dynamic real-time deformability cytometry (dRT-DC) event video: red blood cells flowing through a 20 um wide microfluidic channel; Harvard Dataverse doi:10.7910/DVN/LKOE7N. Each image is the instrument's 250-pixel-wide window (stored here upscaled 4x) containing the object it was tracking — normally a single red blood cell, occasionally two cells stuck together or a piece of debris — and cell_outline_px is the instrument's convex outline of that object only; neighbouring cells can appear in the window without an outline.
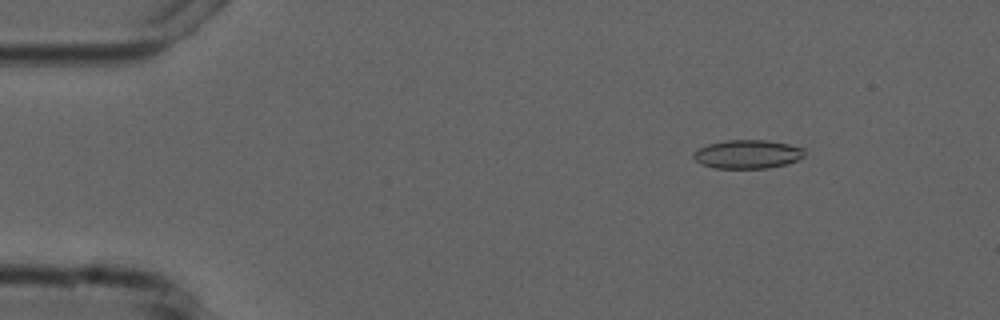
{"species": "common noctule bat (a hibernating species)", "species_latin": "Nyctalus noctula", "temperature_condition": "cold", "stored_images_in_passage": 9, "camera_frame_rate_fps": 3000, "um_per_image_px": 0.085, "animal": {"sex": "male", "forearm_length_mm": 52.5}, "frame": {"image": 1, "passage_image": 2, "time_ms": 2.0, "image_size_px": [1000, 320], "cell_outline_px": [[804, 156], [796, 160], [784, 164], [768, 168], [716, 168], [700, 164], [692, 156], [700, 148], [708, 144], [724, 140], [768, 140], [788, 144], [804, 148]], "centroid_in_image_um": [63.54, 13.1], "position_along_channel_um": 21.5, "area_um2": 18.38}}
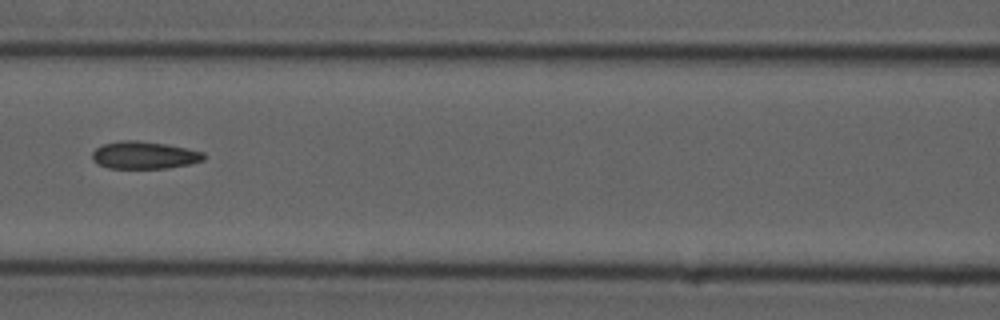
{"frame": {"image": 2, "passage_image": 7, "time_ms": 7.667, "image_size_px": [1000, 320], "cell_outline_px": [[204, 160], [188, 164], [168, 168], [108, 168], [96, 164], [92, 160], [92, 152], [96, 148], [104, 144], [120, 140], [136, 140], [164, 144], [204, 152]], "centroid_in_image_um": [12.21, 13.19], "position_along_channel_um": 154.4, "area_um2": 17.74}}
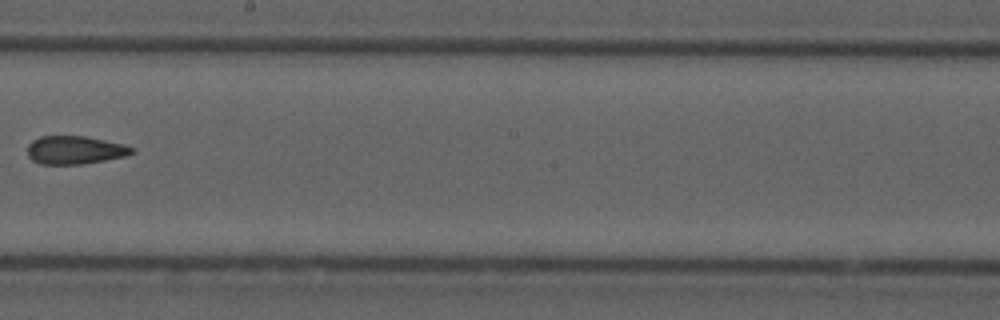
{"frame": {"image": 3, "passage_image": 9, "time_ms": 10.0, "image_size_px": [1000, 320], "cell_outline_px": [[136, 152], [124, 156], [84, 164], [40, 164], [32, 160], [28, 156], [28, 144], [32, 140], [40, 136], [84, 136], [120, 144], [136, 148]], "centroid_in_image_um": [6.34, 12.76], "position_along_channel_um": 241.9, "area_um2": 17.05}}